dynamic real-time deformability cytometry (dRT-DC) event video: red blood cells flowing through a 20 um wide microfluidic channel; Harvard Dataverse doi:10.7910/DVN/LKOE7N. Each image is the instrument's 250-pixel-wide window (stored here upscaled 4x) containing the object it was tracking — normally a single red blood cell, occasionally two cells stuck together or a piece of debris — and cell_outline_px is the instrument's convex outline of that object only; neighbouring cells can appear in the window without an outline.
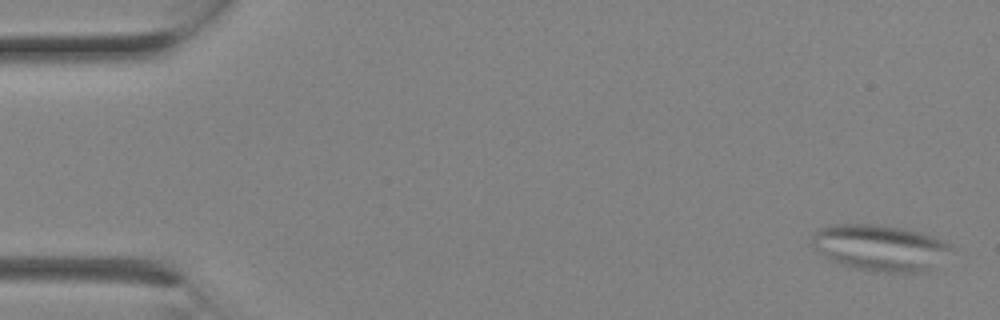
{"species": "Egyptian fruit bat (a non-hibernating species)", "species_latin": "Rousettus aegyptiacus", "temperature_condition": "room temperature", "stored_images_in_passage": 2, "camera_frame_rate_fps": 3000, "um_per_image_px": 0.085, "animal": {"sex": "female"}, "frame": {"image": 1, "passage_image": 1, "time_ms": 0.0, "image_size_px": [1000, 320], "cell_outline_px": [[956, 248], [928, 268], [916, 272], [876, 272], [856, 268], [840, 264], [824, 256], [812, 248], [812, 236], [820, 228], [836, 224], [872, 224], [904, 228], [920, 232], [944, 240], [952, 244]], "centroid_in_image_um": [74.79, 21.04], "position_along_channel_um": 10.2, "area_um2": 37.22}}